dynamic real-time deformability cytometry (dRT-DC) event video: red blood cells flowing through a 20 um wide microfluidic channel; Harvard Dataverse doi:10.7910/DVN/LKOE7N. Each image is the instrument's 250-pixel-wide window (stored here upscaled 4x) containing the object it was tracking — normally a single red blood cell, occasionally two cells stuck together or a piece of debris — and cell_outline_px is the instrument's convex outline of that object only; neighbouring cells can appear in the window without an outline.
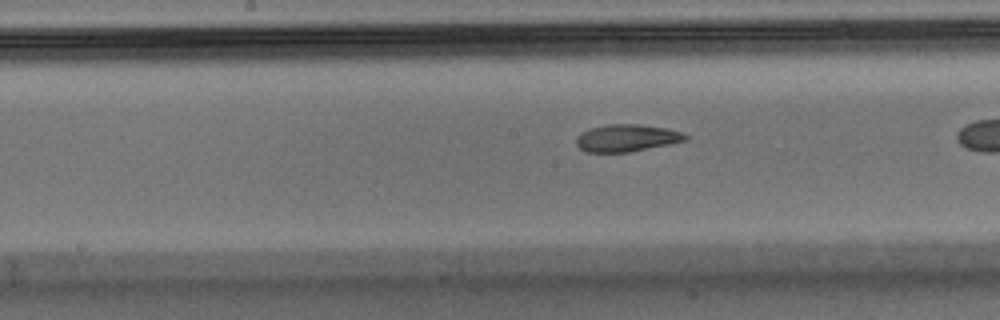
{"species": "Egyptian fruit bat (a non-hibernating species)", "species_latin": "Rousettus aegyptiacus", "temperature_condition": "warm", "stored_images_in_passage": 39, "segment_of_instrument_passage": [2, 2], "camera_frame_rate_fps": 3000, "um_per_image_px": 0.085, "animal": {"sex": "male"}, "frame": {"image": 1, "passage_image": 24, "time_ms": 7.667, "image_size_px": [1000, 320], "cell_outline_px": [[688, 140], [628, 152], [584, 152], [576, 144], [576, 136], [580, 132], [592, 128], [608, 124], [640, 124], [668, 128], [684, 132], [688, 136]], "centroid_in_image_um": [53.28, 11.72], "position_along_channel_um": 194.9, "area_um2": 17.4}}